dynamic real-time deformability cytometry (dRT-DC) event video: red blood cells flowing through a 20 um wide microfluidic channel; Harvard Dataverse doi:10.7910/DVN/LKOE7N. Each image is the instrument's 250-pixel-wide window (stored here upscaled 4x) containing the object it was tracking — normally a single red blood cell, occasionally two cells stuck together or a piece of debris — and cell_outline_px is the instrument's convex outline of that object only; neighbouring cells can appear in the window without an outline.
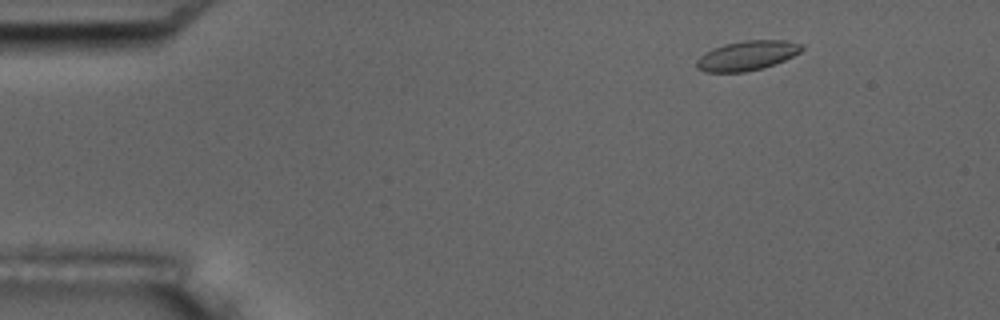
{"species": "common noctule bat (a hibernating species)", "species_latin": "Nyctalus noctula", "temperature_condition": "room temperature", "stored_images_in_passage": 5, "camera_frame_rate_fps": 3000, "um_per_image_px": 0.085, "animal": {"sex": "male", "body_mass_g": 17.5, "forearm_length_mm": 52.3}, "frame": {"image": 1, "passage_image": 2, "time_ms": 1.333, "image_size_px": [1000, 320], "cell_outline_px": [[804, 48], [800, 52], [784, 60], [764, 68], [744, 72], [704, 72], [696, 68], [696, 60], [704, 52], [712, 48], [724, 44], [744, 40], [784, 40], [804, 44]], "centroid_in_image_um": [63.48, 4.72], "position_along_channel_um": 21.5, "area_um2": 18.32}}
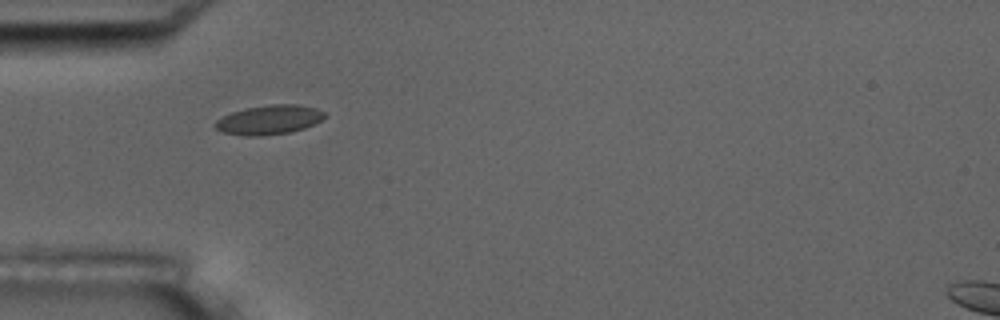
{"frame": {"image": 2, "passage_image": 4, "time_ms": 4.667, "image_size_px": [1000, 320], "cell_outline_px": [[324, 116], [320, 120], [304, 128], [292, 132], [260, 136], [244, 136], [224, 132], [216, 128], [212, 124], [216, 120], [232, 112], [244, 108], [272, 104], [296, 104], [316, 108], [324, 112]], "centroid_in_image_um": [22.84, 10.18], "position_along_channel_um": 62.2, "area_um2": 18.61}}